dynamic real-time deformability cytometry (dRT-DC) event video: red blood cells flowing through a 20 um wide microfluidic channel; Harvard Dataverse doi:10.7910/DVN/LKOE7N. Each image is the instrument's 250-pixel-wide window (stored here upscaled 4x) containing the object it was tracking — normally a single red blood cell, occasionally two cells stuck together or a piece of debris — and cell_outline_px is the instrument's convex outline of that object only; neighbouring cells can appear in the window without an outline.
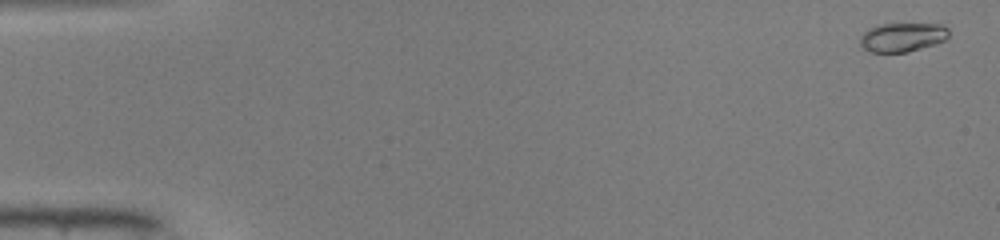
{"species": "common noctule bat (a hibernating species)", "species_latin": "Nyctalus noctula", "temperature_condition": "warm", "stored_images_in_passage": 20, "camera_frame_rate_fps": 3000, "um_per_image_px": 0.085, "animal": {"sex": "male", "body_mass_g": 19.0, "forearm_length_mm": 50.8}, "frame": {"image": 1, "passage_image": 2, "time_ms": 0.333, "image_size_px": [1000, 240], "cell_outline_px": [[948, 36], [944, 40], [936, 44], [908, 52], [868, 52], [860, 44], [860, 36], [868, 28], [880, 24], [944, 24], [948, 28]], "centroid_in_image_um": [76.7, 3.16], "position_along_channel_um": 8.3, "area_um2": 15.09}}
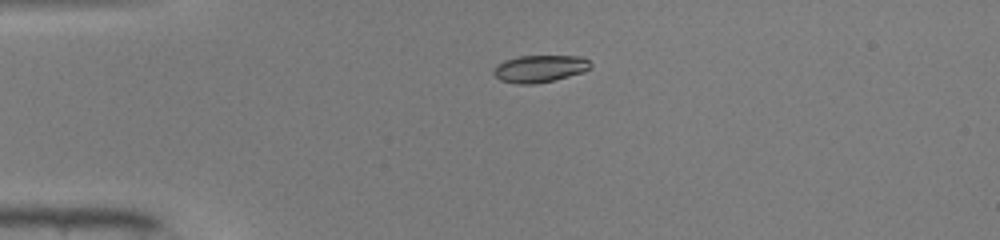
{"frame": {"image": 2, "passage_image": 13, "time_ms": 4.0, "image_size_px": [1000, 240], "cell_outline_px": [[592, 68], [584, 72], [536, 84], [516, 84], [500, 80], [492, 72], [496, 64], [504, 60], [520, 56], [580, 56], [588, 60], [592, 64]], "centroid_in_image_um": [45.87, 5.83], "position_along_channel_um": 39.1, "area_um2": 15.43}}